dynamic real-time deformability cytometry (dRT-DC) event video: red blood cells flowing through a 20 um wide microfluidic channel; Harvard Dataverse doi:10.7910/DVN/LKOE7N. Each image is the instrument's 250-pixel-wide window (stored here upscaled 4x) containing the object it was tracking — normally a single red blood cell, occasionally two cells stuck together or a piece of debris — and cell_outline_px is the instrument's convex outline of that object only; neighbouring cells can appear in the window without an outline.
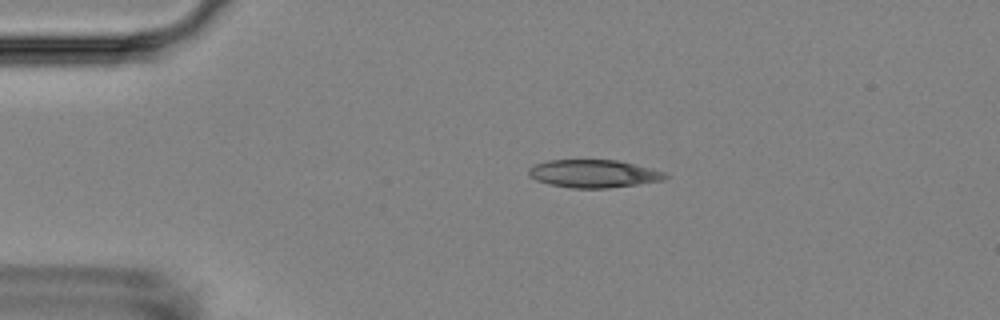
{"species": "Egyptian fruit bat (a non-hibernating species)", "species_latin": "Rousettus aegyptiacus", "temperature_condition": "room temperature", "stored_images_in_passage": 4, "camera_frame_rate_fps": 3000, "um_per_image_px": 0.085, "animal": {"sex": "female"}, "frame": {"image": 1, "passage_image": 3, "time_ms": 2.0, "image_size_px": [1000, 320], "cell_outline_px": [[668, 176], [664, 180], [608, 188], [572, 188], [548, 184], [536, 180], [528, 176], [528, 168], [536, 164], [548, 160], [616, 160], [664, 172]], "centroid_in_image_um": [50.39, 14.76], "position_along_channel_um": 34.6, "area_um2": 21.96}}